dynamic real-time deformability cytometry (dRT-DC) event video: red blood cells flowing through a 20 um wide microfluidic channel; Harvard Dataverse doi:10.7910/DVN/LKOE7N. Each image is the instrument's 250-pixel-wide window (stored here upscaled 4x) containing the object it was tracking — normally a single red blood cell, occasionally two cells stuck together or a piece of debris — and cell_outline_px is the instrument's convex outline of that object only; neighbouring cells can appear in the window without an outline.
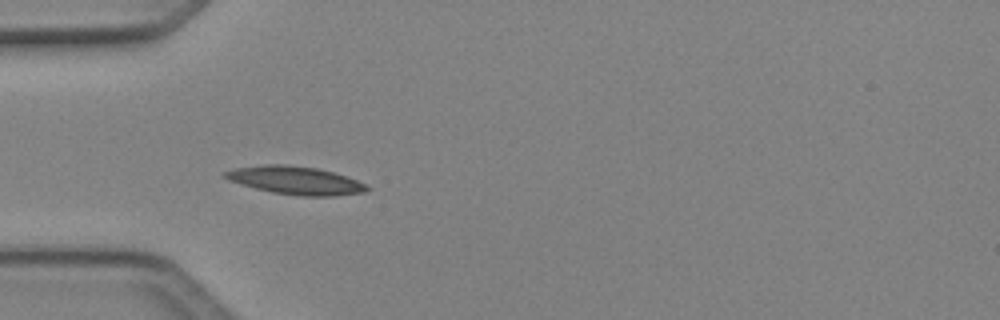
{"species": "Egyptian fruit bat (a non-hibernating species)", "species_latin": "Rousettus aegyptiacus", "temperature_condition": "cold", "stored_images_in_passage": 5, "camera_frame_rate_fps": 3000, "um_per_image_px": 0.085, "animal": {"sex": "female"}, "frame": {"image": 1, "passage_image": 4, "time_ms": 1.0, "image_size_px": [1000, 320], "cell_outline_px": [[372, 188], [364, 192], [336, 196], [300, 196], [272, 192], [256, 188], [228, 180], [220, 176], [220, 172], [236, 168], [264, 164], [284, 164], [316, 168], [332, 172], [356, 180]], "centroid_in_image_um": [25.06, 15.33], "position_along_channel_um": 59.9, "area_um2": 23.18}}
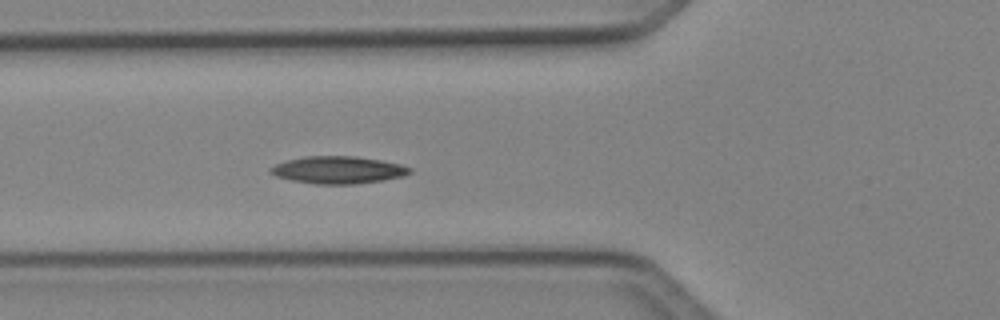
{"frame": {"image": 2, "passage_image": 5, "time_ms": 1.333, "image_size_px": [1000, 320], "cell_outline_px": [[412, 172], [404, 176], [384, 180], [356, 184], [316, 184], [292, 180], [276, 176], [268, 172], [268, 168], [276, 164], [288, 160], [304, 156], [356, 156], [380, 160], [400, 164], [412, 168]], "centroid_in_image_um": [28.74, 14.44], "position_along_channel_um": 97.1, "area_um2": 22.25}}